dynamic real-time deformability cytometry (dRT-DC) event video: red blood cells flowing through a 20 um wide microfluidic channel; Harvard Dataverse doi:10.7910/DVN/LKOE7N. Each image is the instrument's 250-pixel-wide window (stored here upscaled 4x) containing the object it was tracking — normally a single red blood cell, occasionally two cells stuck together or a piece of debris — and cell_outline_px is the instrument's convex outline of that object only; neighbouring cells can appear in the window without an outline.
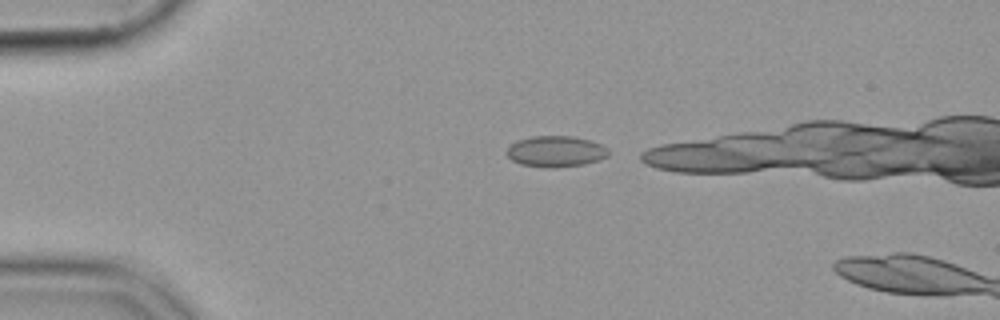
{"species": "common noctule bat (a hibernating species)", "species_latin": "Nyctalus noctula", "temperature_condition": "cold", "stored_images_in_passage": 13, "camera_frame_rate_fps": 3000, "um_per_image_px": 0.085, "animal": {"sex": "female", "body_mass_g": 19.9}, "frame": {"image": 1, "passage_image": 1, "time_ms": 0.0, "image_size_px": [1000, 320], "cell_outline_px": [[612, 152], [608, 156], [600, 160], [584, 164], [556, 168], [544, 168], [520, 164], [512, 160], [508, 156], [508, 148], [516, 140], [532, 136], [572, 136], [592, 140], [608, 148]], "centroid_in_image_um": [47.29, 12.87], "position_along_channel_um": 37.7, "area_um2": 18.67}}
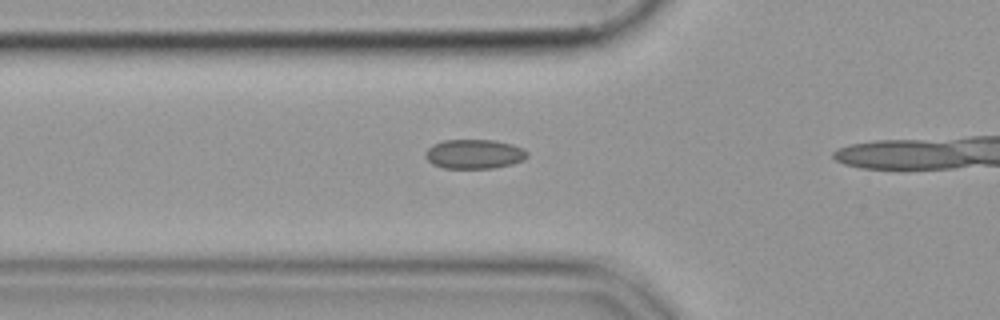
{"frame": {"image": 2, "passage_image": 8, "time_ms": 2.333, "image_size_px": [1000, 320], "cell_outline_px": [[528, 156], [524, 160], [512, 164], [492, 168], [444, 168], [432, 164], [424, 156], [424, 152], [432, 144], [444, 140], [492, 140], [512, 144], [524, 148], [528, 152]], "centroid_in_image_um": [40.31, 13.09], "position_along_channel_um": 85.5, "area_um2": 17.57}}